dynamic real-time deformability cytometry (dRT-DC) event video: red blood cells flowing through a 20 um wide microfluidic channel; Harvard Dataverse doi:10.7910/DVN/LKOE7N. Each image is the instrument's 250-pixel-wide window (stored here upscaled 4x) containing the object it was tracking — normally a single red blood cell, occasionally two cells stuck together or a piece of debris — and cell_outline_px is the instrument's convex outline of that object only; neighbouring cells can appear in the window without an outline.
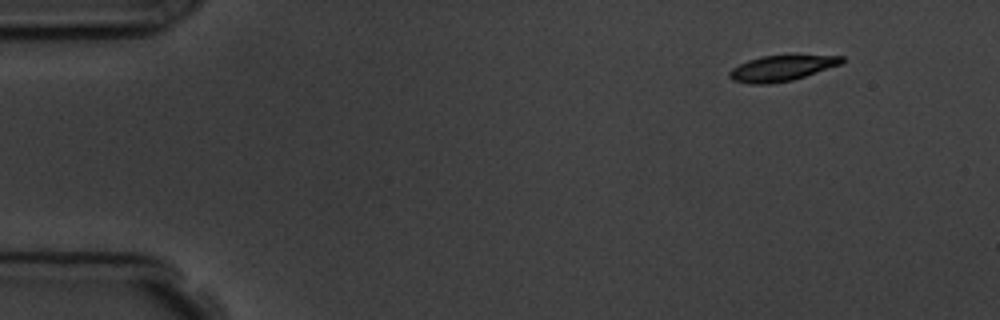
{"species": "common noctule bat (a hibernating species)", "species_latin": "Nyctalus noctula", "temperature_condition": "room temperature", "stored_images_in_passage": 4, "camera_frame_rate_fps": 3000, "um_per_image_px": 0.085, "animal": {"sex": "male", "body_mass_g": 19.5, "forearm_length_mm": 54.6}, "frame": {"image": 1, "passage_image": 1, "time_ms": 0.0, "image_size_px": [1000, 320], "cell_outline_px": [[844, 60], [840, 64], [792, 80], [768, 84], [748, 84], [732, 80], [728, 76], [728, 72], [732, 68], [748, 60], [760, 56], [844, 56]], "centroid_in_image_um": [66.35, 5.81], "position_along_channel_um": 18.6, "area_um2": 16.42}}
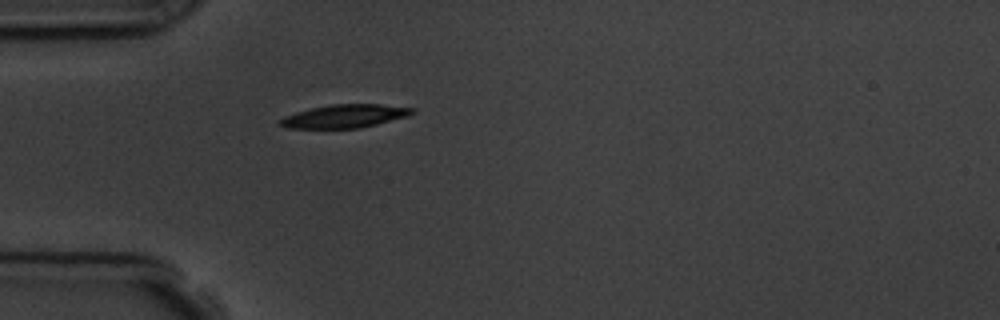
{"frame": {"image": 2, "passage_image": 4, "time_ms": 3.333, "image_size_px": [1000, 320], "cell_outline_px": [[416, 112], [408, 116], [360, 128], [288, 128], [276, 124], [284, 116], [296, 112], [312, 108], [332, 104], [380, 104], [416, 108]], "centroid_in_image_um": [29.31, 9.87], "position_along_channel_um": 55.7, "area_um2": 17.92}}